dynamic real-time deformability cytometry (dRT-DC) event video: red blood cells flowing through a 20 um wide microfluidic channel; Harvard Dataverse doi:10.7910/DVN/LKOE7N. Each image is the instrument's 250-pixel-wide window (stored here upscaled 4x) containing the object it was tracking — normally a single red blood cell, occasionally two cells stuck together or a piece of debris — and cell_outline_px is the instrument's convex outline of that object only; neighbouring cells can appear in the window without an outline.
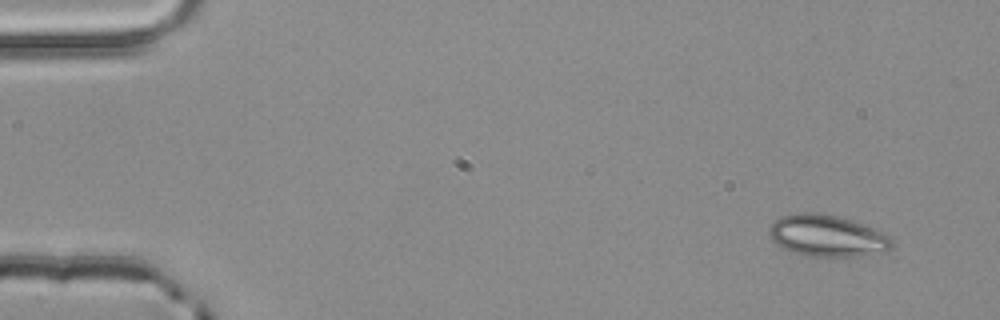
{"species": "common noctule bat (a hibernating species)", "species_latin": "Nyctalus noctula", "temperature_condition": "room temperature", "stored_images_in_passage": 4, "camera_frame_rate_fps": 3000, "um_per_image_px": 0.085, "animal": {"sex": "male", "body_mass_g": 20.4}, "frame": {"image": 1, "passage_image": 1, "time_ms": 0.0, "image_size_px": [1000, 320], "cell_outline_px": [[892, 248], [884, 252], [860, 256], [808, 256], [792, 252], [776, 244], [772, 240], [768, 232], [768, 228], [780, 216], [796, 212], [816, 212], [836, 216], [876, 228], [884, 232], [892, 240]], "centroid_in_image_um": [70.3, 20.04], "position_along_channel_um": 14.7, "area_um2": 29.88}}